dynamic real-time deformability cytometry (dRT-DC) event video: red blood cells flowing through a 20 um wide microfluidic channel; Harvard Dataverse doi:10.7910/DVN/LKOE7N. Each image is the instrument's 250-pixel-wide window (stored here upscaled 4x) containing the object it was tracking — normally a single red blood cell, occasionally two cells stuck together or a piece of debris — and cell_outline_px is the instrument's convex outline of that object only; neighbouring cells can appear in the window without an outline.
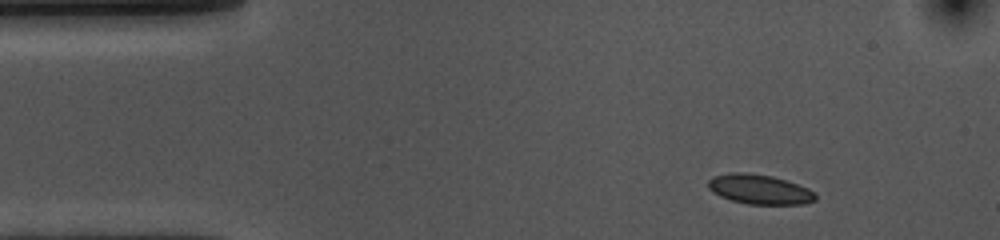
{"species": "common noctule bat (a hibernating species)", "species_latin": "Nyctalus noctula", "temperature_condition": "cold", "stored_images_in_passage": 49, "camera_frame_rate_fps": 3000, "um_per_image_px": 0.085, "animal": {"sex": "female", "body_mass_g": 10.0, "forearm_length_mm": 53.1}, "frame": {"image": 1, "passage_image": 1, "time_ms": 0.0, "image_size_px": [1000, 240], "cell_outline_px": [[816, 200], [804, 204], [748, 204], [732, 200], [720, 196], [712, 192], [708, 188], [708, 180], [712, 176], [732, 172], [748, 172], [772, 176], [808, 188], [816, 192]], "centroid_in_image_um": [64.54, 16.09], "position_along_channel_um": 20.5, "area_um2": 18.61}}
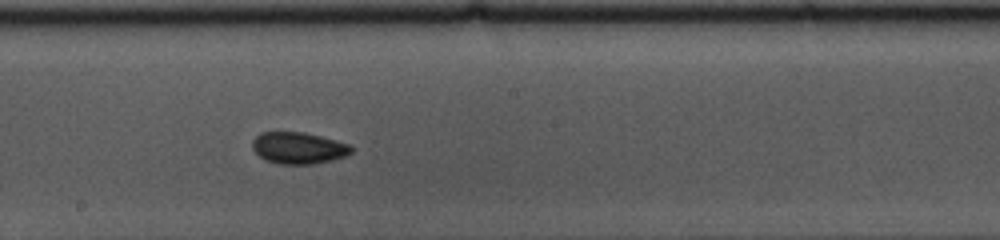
{"frame": {"image": 2, "passage_image": 23, "time_ms": 7.333, "image_size_px": [1000, 240], "cell_outline_px": [[352, 152], [344, 156], [332, 160], [312, 164], [280, 164], [264, 160], [252, 148], [252, 140], [260, 132], [304, 132], [352, 144]], "centroid_in_image_um": [25.37, 12.57], "position_along_channel_um": 222.8, "area_um2": 18.32}}
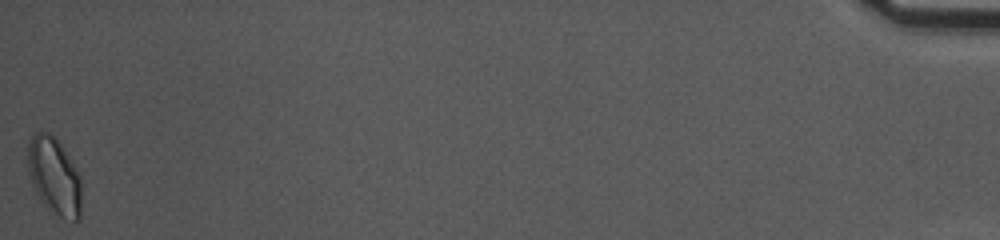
{"frame": {"image": 3, "passage_image": 49, "time_ms": 16.0, "image_size_px": [1000, 240], "cell_outline_px": [[80, 216], [76, 224], [52, 216], [48, 212], [40, 200], [32, 184], [28, 172], [28, 140], [36, 132], [48, 132], [64, 148], [76, 168], [80, 176]], "centroid_in_image_um": [4.61, 15.06], "position_along_channel_um": 430.6, "area_um2": 24.68}, "authors_computed_cell_mechanics": {"area_um2": 18.3226, "velocity_mm_per_s": 3.6092, "shape_relaxation_time_tau1_ms": 2.3093, "shape_relaxation_time_tau2_ms": 2.8432, "deformation_change_tau1": 0.059, "deformation_change_tau2": 0.0445}}